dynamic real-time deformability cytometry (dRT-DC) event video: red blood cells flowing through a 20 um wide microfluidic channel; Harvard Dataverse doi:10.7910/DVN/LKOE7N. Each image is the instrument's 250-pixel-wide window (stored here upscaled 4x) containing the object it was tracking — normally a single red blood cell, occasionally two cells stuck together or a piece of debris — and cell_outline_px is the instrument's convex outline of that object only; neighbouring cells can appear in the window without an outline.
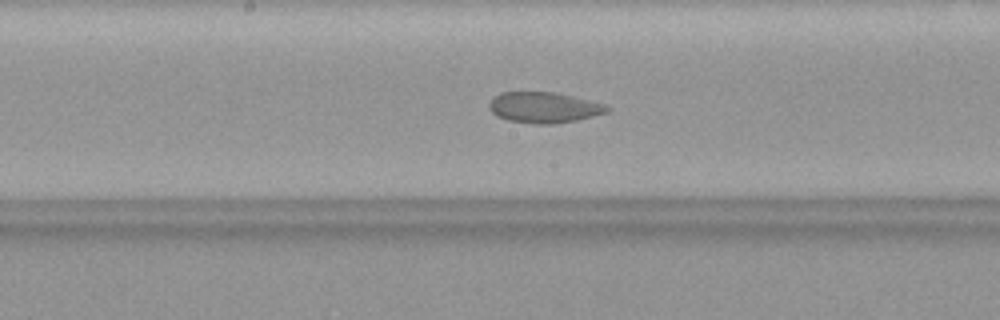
{"species": "common noctule bat (a hibernating species)", "species_latin": "Nyctalus noctula", "temperature_condition": "warm", "stored_images_in_passage": 45, "segment_of_instrument_passage": [1, 2], "camera_frame_rate_fps": 3000, "um_per_image_px": 0.085, "animal": {"sex": "female", "body_mass_g": 19.9}, "frame": {"image": 1, "passage_image": 22, "time_ms": 7.0, "image_size_px": [1000, 320], "cell_outline_px": [[612, 108], [608, 112], [576, 120], [552, 124], [536, 124], [508, 120], [496, 116], [488, 108], [488, 104], [492, 96], [500, 92], [556, 92], [608, 104]], "centroid_in_image_um": [46.24, 9.12], "position_along_channel_um": 202.0, "area_um2": 21.44}}
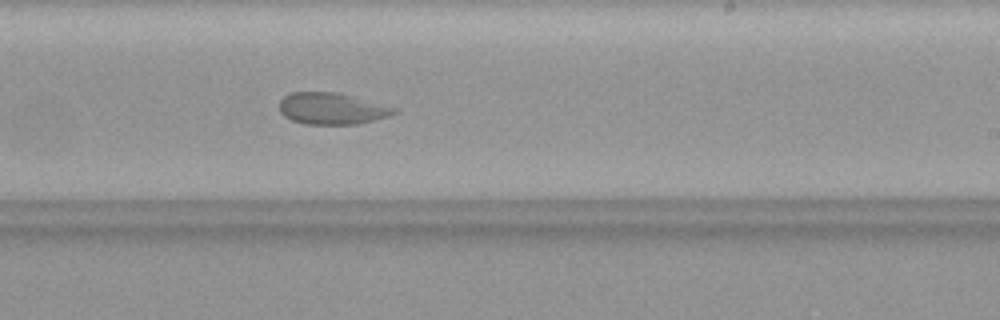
{"frame": {"image": 2, "passage_image": 26, "time_ms": 8.333, "image_size_px": [1000, 320], "cell_outline_px": [[400, 112], [388, 116], [356, 124], [304, 124], [292, 120], [284, 116], [280, 112], [280, 100], [284, 96], [292, 92], [336, 92], [400, 108]], "centroid_in_image_um": [28.23, 9.23], "position_along_channel_um": 260.8, "area_um2": 21.15}}
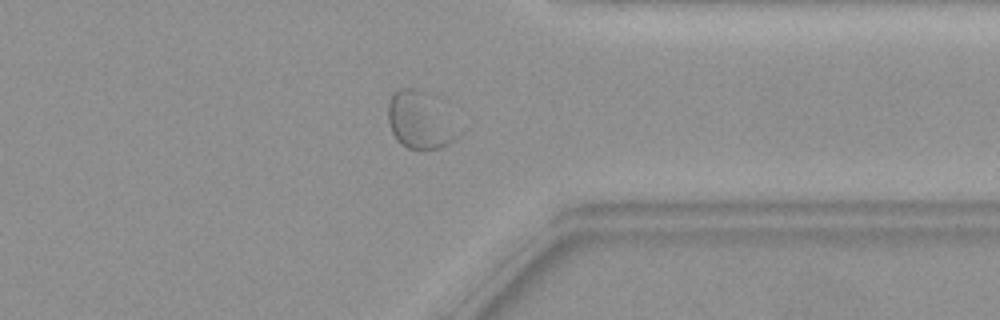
{"frame": {"image": 3, "passage_image": 34, "time_ms": 11.0, "image_size_px": [1000, 320], "cell_outline_px": [[464, 132], [456, 140], [440, 148], [408, 148], [400, 144], [392, 132], [388, 120], [388, 104], [392, 92], [400, 88], [416, 88], [424, 92]], "centroid_in_image_um": [35.69, 10.25], "position_along_channel_um": 375.7, "area_um2": 23.0}}